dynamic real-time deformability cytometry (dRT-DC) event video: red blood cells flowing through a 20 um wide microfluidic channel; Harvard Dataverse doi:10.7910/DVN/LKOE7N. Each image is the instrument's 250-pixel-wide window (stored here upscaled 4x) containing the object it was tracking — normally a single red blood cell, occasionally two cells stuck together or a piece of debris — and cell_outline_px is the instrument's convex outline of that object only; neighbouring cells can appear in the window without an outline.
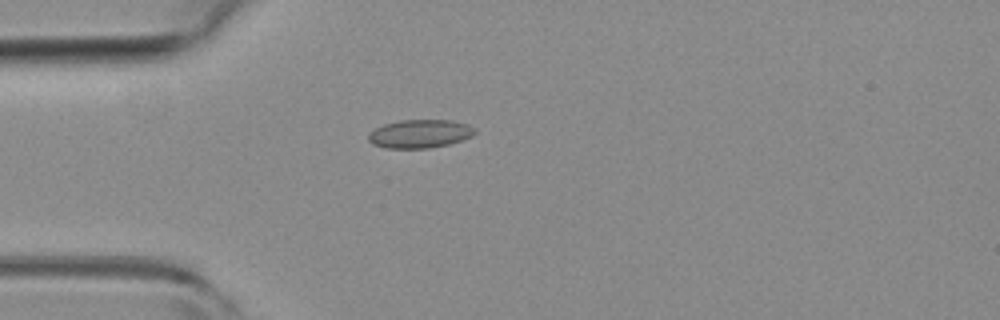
{"species": "common noctule bat (a hibernating species)", "species_latin": "Nyctalus noctula", "temperature_condition": "room temperature", "stored_images_in_passage": 1, "camera_frame_rate_fps": 3000, "um_per_image_px": 0.085, "animal": {"sex": "female", "body_mass_g": 19.3, "forearm_length_mm": 54.1}, "frame": {"image": 1, "passage_image": 1, "time_ms": 0.0, "image_size_px": [1000, 320], "cell_outline_px": [[476, 132], [472, 136], [448, 144], [428, 148], [388, 148], [372, 144], [368, 140], [368, 132], [384, 124], [400, 120], [452, 120], [468, 124], [476, 128]], "centroid_in_image_um": [35.69, 11.36], "position_along_channel_um": 49.3, "area_um2": 17.63}}